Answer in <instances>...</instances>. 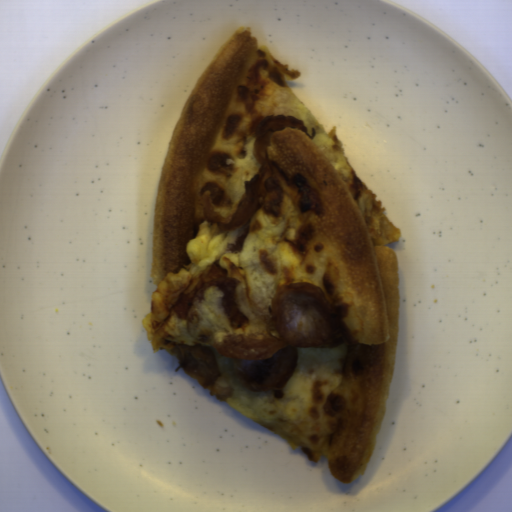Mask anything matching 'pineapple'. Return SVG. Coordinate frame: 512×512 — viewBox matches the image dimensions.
Masks as SVG:
<instances>
[{
  "label": "pineapple",
  "mask_w": 512,
  "mask_h": 512,
  "mask_svg": "<svg viewBox=\"0 0 512 512\" xmlns=\"http://www.w3.org/2000/svg\"><path fill=\"white\" fill-rule=\"evenodd\" d=\"M225 235L196 236L187 241L186 250L192 262L191 267L181 268L178 273H170L151 296V313L159 325L166 321L182 296L187 284L220 260L227 253Z\"/></svg>",
  "instance_id": "2ff11189"
}]
</instances>
